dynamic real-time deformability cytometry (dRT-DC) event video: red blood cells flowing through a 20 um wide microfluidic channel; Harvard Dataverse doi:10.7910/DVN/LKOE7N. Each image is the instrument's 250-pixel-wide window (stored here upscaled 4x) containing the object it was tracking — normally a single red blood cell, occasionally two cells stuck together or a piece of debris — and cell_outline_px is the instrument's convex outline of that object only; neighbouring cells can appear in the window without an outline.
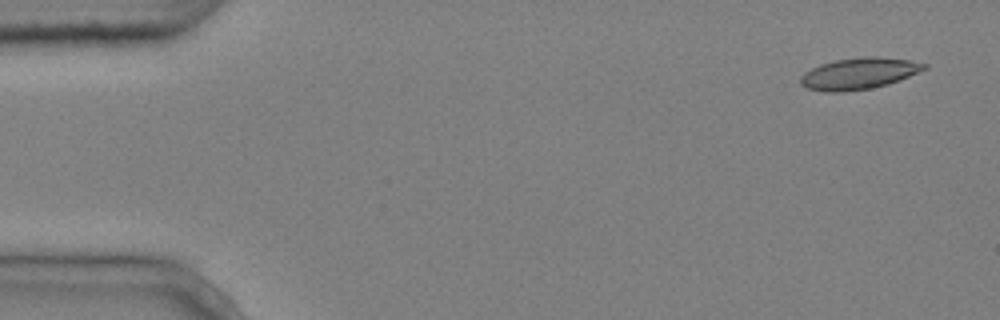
{"species": "common noctule bat (a hibernating species)", "species_latin": "Nyctalus noctula", "temperature_condition": "cold", "stored_images_in_passage": 7, "camera_frame_rate_fps": 3000, "um_per_image_px": 0.085, "animal": {"sex": "male", "body_mass_g": 20.4}, "frame": {"image": 1, "passage_image": 1, "time_ms": 0.0, "image_size_px": [1000, 320], "cell_outline_px": [[928, 68], [888, 84], [868, 88], [840, 92], [824, 92], [808, 88], [800, 84], [800, 76], [804, 72], [820, 64], [836, 60], [864, 56], [872, 56], [908, 60], [928, 64]], "centroid_in_image_um": [72.97, 6.24], "position_along_channel_um": 12.0, "area_um2": 22.43}}
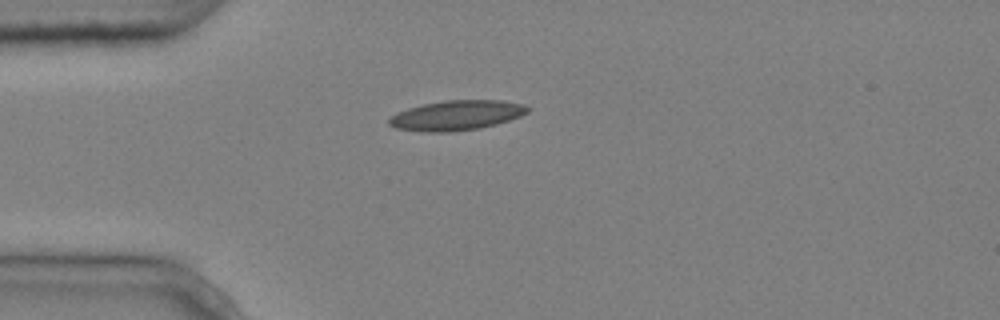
{"frame": {"image": 2, "passage_image": 4, "time_ms": 1.0, "image_size_px": [1000, 320], "cell_outline_px": [[532, 108], [528, 112], [520, 116], [496, 124], [480, 128], [448, 132], [424, 132], [396, 128], [388, 124], [388, 120], [392, 116], [408, 108], [424, 104], [444, 100], [500, 100], [524, 104]], "centroid_in_image_um": [38.83, 9.8], "position_along_channel_um": 46.2, "area_um2": 24.04}}